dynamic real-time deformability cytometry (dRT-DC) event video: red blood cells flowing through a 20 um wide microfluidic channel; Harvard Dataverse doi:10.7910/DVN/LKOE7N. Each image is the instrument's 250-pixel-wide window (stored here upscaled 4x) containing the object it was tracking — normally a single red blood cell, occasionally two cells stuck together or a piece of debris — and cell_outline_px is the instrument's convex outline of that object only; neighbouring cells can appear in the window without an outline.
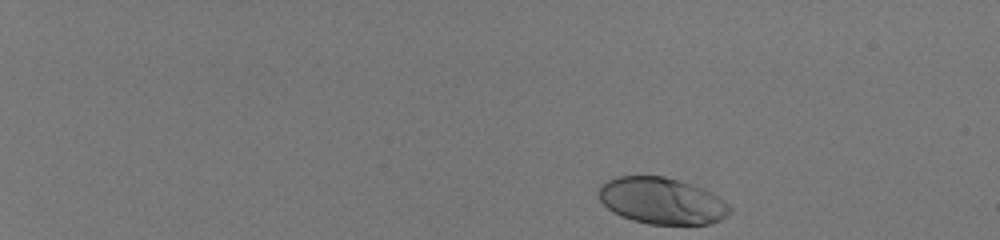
{"species": "human", "species_latin": "Homo sapiens", "temperature_condition": "room temperature", "stored_images_in_passage": 43, "camera_frame_rate_fps": 3000, "um_per_image_px": 0.085, "donor": {"sex": "male"}, "frame": {"image": 1, "passage_image": 1, "time_ms": 0.0, "image_size_px": [1000, 240], "cell_outline_px": [[732, 212], [728, 216], [720, 220], [708, 224], [648, 224], [632, 220], [620, 216], [612, 212], [600, 200], [600, 184], [616, 176], [664, 176], [692, 184], [704, 188], [712, 192], [724, 200], [732, 208]], "centroid_in_image_um": [56.29, 17.07], "position_along_channel_um": 28.7, "area_um2": 35.78}}
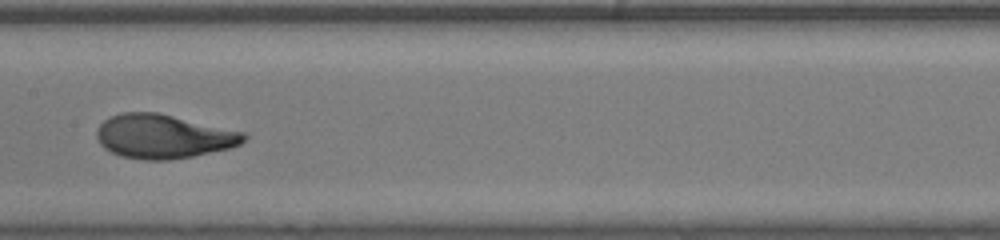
{"frame": {"image": 2, "passage_image": 25, "time_ms": 8.0, "image_size_px": [1000, 240], "cell_outline_px": [[248, 136], [240, 144], [228, 148], [192, 156], [168, 160], [144, 160], [120, 156], [104, 148], [100, 144], [96, 136], [96, 128], [104, 120], [120, 112], [160, 112], [244, 132]], "centroid_in_image_um": [13.85, 11.58], "position_along_channel_um": 193.5, "area_um2": 37.8}}
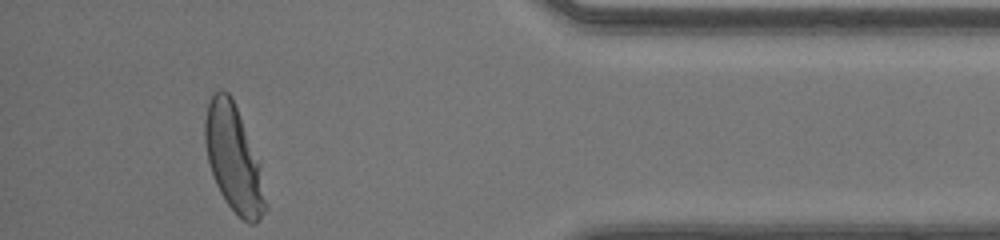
{"frame": {"image": 3, "passage_image": 43, "time_ms": 14.0, "image_size_px": [1000, 240], "cell_outline_px": [[268, 208], [256, 224], [248, 224], [228, 204], [220, 192], [216, 184], [208, 160], [204, 140], [204, 120], [208, 104], [212, 92], [220, 88], [224, 88], [232, 96], [260, 160], [268, 204]], "centroid_in_image_um": [19.89, 13.45], "position_along_channel_um": 415.3, "area_um2": 38.21}, "authors_computed_cell_mechanics": {"area_um2": 36.4718, "velocity_mm_per_s": 4.1315, "shape_relaxation_time_tau1_ms": 3.5851, "shape_relaxation_time_tau2_ms": null, "deformation_change_tau1": 0.2094, "deformation_change_tau2": null}}